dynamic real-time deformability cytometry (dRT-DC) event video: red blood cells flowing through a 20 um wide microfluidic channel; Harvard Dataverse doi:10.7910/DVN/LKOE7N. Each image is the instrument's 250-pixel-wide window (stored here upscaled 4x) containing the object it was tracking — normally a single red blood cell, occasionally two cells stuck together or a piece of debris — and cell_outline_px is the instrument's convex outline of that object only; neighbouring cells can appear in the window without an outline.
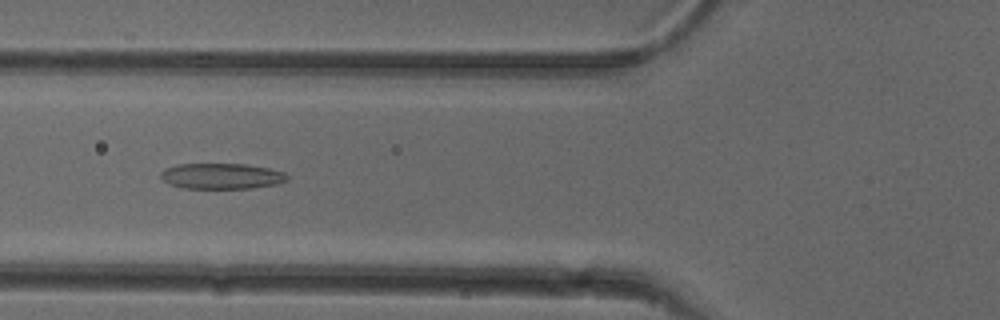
{"species": "common noctule bat (a hibernating species)", "species_latin": "Nyctalus noctula", "temperature_condition": "cold", "stored_images_in_passage": 41, "camera_frame_rate_fps": 3000, "um_per_image_px": 0.085, "animal": {"sex": "female"}, "frame": {"image": 1, "passage_image": 8, "time_ms": 2.333, "image_size_px": [1000, 320], "cell_outline_px": [[288, 180], [276, 184], [252, 188], [184, 188], [172, 184], [164, 180], [160, 176], [160, 172], [164, 168], [176, 164], [248, 164], [268, 168], [284, 172], [288, 176]], "centroid_in_image_um": [18.84, 14.96], "position_along_channel_um": 107.0, "area_um2": 18.9}}
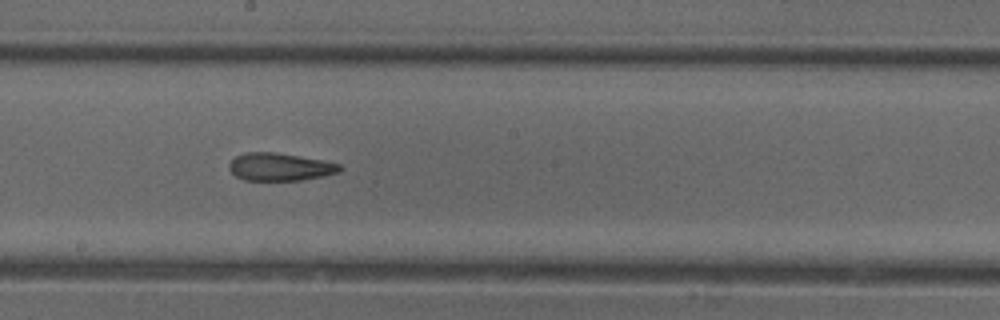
{"frame": {"image": 2, "passage_image": 17, "time_ms": 5.333, "image_size_px": [1000, 320], "cell_outline_px": [[344, 168], [340, 172], [300, 180], [244, 180], [236, 176], [228, 168], [228, 164], [236, 156], [244, 152], [272, 152], [320, 160], [340, 164]], "centroid_in_image_um": [23.76, 14.19], "position_along_channel_um": 224.4, "area_um2": 17.63}}
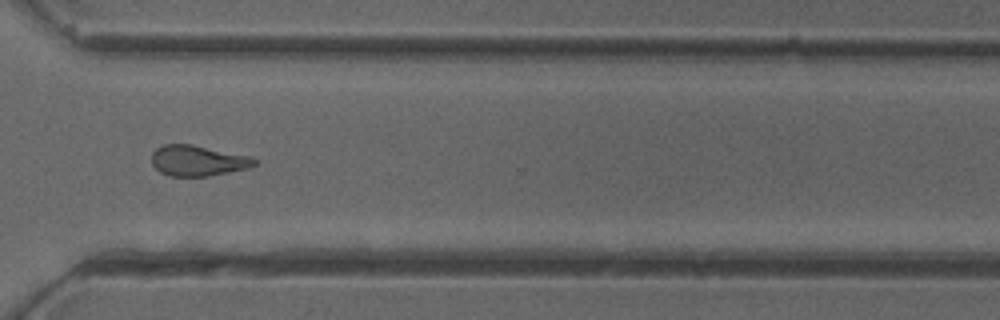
{"frame": {"image": 3, "passage_image": 27, "time_ms": 8.667, "image_size_px": [1000, 320], "cell_outline_px": [[256, 164], [248, 168], [208, 176], [168, 176], [160, 172], [152, 164], [152, 152], [156, 148], [164, 144], [192, 144], [252, 156], [256, 160]], "centroid_in_image_um": [16.81, 13.65], "position_along_channel_um": 353.8, "area_um2": 18.44}, "authors_computed_cell_mechanics": {"area_um2": 18.7272, "velocity_mm_per_s": 3.8886, "shape_relaxation_time_tau1_ms": null, "shape_relaxation_time_tau2_ms": 3.1182, "deformation_change_tau1": null, "deformation_change_tau2": 0.1291}}